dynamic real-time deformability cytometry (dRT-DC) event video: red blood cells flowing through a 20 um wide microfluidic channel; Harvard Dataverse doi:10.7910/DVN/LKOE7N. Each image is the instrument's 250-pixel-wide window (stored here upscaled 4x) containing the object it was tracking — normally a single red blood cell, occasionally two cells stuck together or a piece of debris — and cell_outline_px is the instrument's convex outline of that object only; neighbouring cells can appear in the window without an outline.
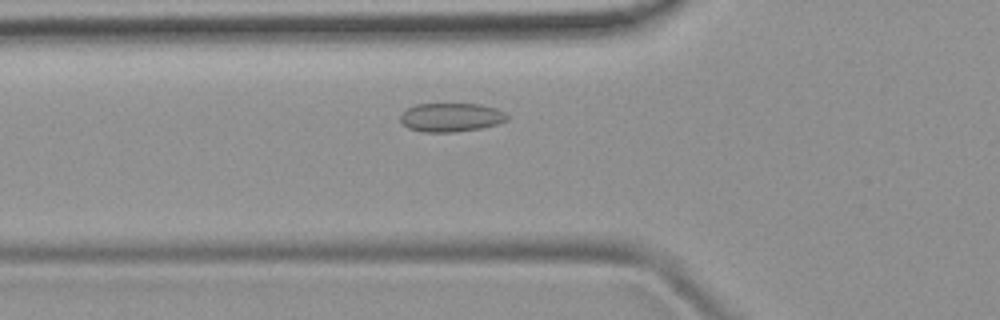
{"species": "common noctule bat (a hibernating species)", "species_latin": "Nyctalus noctula", "temperature_condition": "room temperature", "stored_images_in_passage": 45, "camera_frame_rate_fps": 3000, "um_per_image_px": 0.085, "animal": {"sex": "female", "body_mass_g": 19.9}, "frame": {"image": 1, "passage_image": 11, "time_ms": 3.333, "image_size_px": [1000, 320], "cell_outline_px": [[508, 120], [496, 124], [480, 128], [456, 132], [420, 132], [408, 128], [400, 120], [400, 116], [408, 108], [416, 104], [480, 104], [496, 108], [504, 112], [508, 116]], "centroid_in_image_um": [38.34, 9.98], "position_along_channel_um": 87.5, "area_um2": 17.86}}
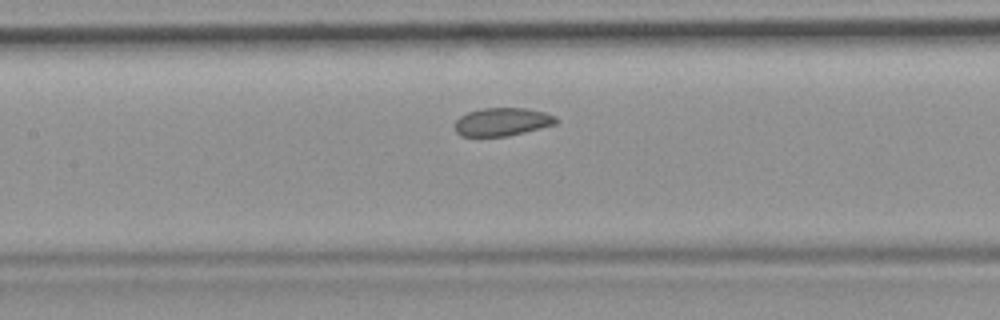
{"frame": {"image": 2, "passage_image": 17, "time_ms": 5.333, "image_size_px": [1000, 320], "cell_outline_px": [[560, 120], [556, 124], [508, 136], [460, 136], [456, 132], [456, 120], [460, 116], [468, 112], [480, 108], [528, 108], [544, 112], [556, 116]], "centroid_in_image_um": [42.71, 10.35], "position_along_channel_um": 164.7, "area_um2": 16.65}}
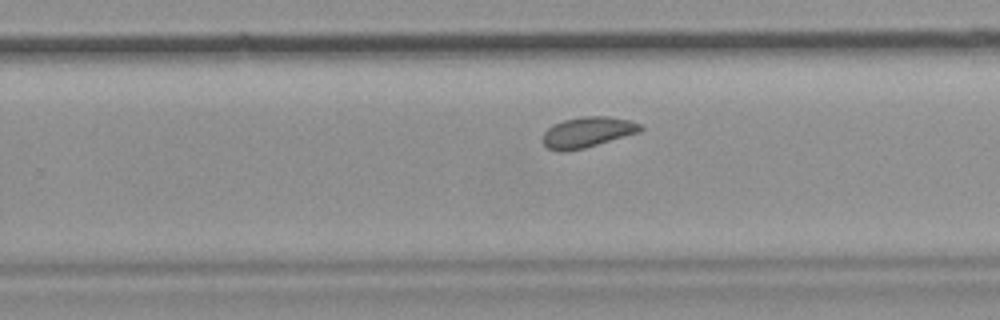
{"frame": {"image": 3, "passage_image": 26, "time_ms": 8.333, "image_size_px": [1000, 320], "cell_outline_px": [[644, 128], [640, 132], [584, 148], [560, 152], [548, 148], [540, 140], [544, 132], [552, 124], [564, 120], [584, 116], [608, 116], [632, 120], [640, 124]], "centroid_in_image_um": [49.93, 11.23], "position_along_channel_um": 279.9, "area_um2": 17.51}, "authors_computed_cell_mechanics": {"area_um2": 17.9758, "velocity_mm_per_s": 3.8613, "shape_relaxation_time_tau1_ms": null, "shape_relaxation_time_tau2_ms": 3.0682, "deformation_change_tau1": null, "deformation_change_tau2": 0.0675}}